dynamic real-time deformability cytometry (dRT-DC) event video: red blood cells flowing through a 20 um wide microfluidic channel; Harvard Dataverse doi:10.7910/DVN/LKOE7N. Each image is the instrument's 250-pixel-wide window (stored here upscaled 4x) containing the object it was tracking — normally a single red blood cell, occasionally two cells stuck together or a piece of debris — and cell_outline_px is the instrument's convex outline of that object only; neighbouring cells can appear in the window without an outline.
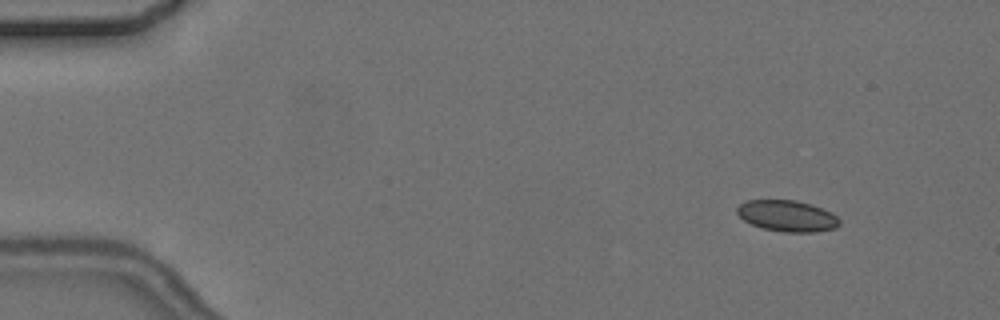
{"species": "common noctule bat (a hibernating species)", "species_latin": "Nyctalus noctula", "temperature_condition": "cold", "stored_images_in_passage": 5, "camera_frame_rate_fps": 3000, "um_per_image_px": 0.085, "animal": {"sex": "female", "body_mass_g": 24.6, "forearm_length_mm": 56.2}, "frame": {"image": 1, "passage_image": 2, "time_ms": 2.0, "image_size_px": [1000, 320], "cell_outline_px": [[840, 224], [836, 228], [816, 232], [784, 232], [764, 228], [752, 224], [744, 220], [736, 212], [736, 208], [740, 204], [748, 200], [796, 200], [812, 204], [832, 212], [840, 220]], "centroid_in_image_um": [66.94, 18.35], "position_along_channel_um": 18.1, "area_um2": 18.67}}